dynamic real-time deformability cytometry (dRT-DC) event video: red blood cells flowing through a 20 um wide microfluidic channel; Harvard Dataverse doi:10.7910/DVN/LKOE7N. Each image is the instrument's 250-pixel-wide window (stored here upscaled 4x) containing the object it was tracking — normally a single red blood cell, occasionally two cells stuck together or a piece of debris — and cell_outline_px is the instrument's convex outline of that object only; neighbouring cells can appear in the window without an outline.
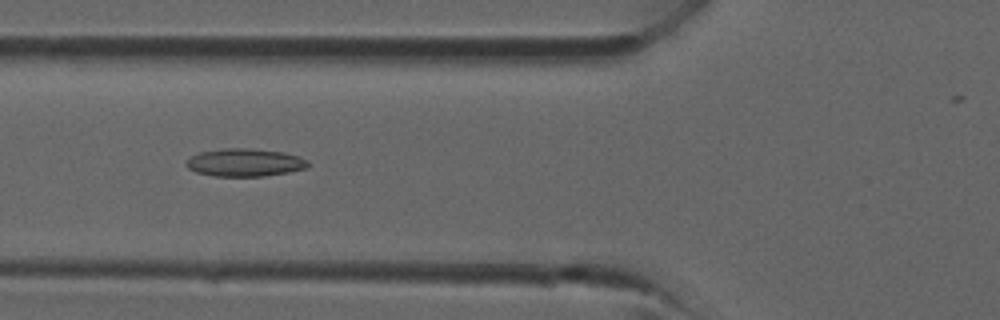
{"species": "common noctule bat (a hibernating species)", "species_latin": "Nyctalus noctula", "temperature_condition": "room temperature", "stored_images_in_passage": 26, "camera_frame_rate_fps": 3000, "um_per_image_px": 0.085, "animal": {"sex": "male", "forearm_length_mm": 52.5}, "frame": {"image": 1, "passage_image": 7, "time_ms": 2.0, "image_size_px": [1000, 320], "cell_outline_px": [[308, 168], [288, 172], [264, 176], [216, 176], [196, 172], [188, 168], [184, 164], [184, 160], [200, 152], [224, 148], [248, 148], [284, 152], [300, 156], [308, 160]], "centroid_in_image_um": [20.81, 13.81], "position_along_channel_um": 105.0, "area_um2": 19.88}}
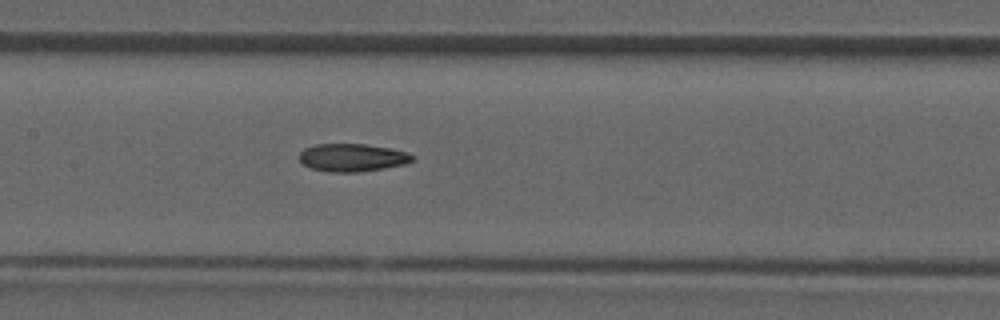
{"frame": {"image": 2, "passage_image": 11, "time_ms": 3.333, "image_size_px": [1000, 320], "cell_outline_px": [[416, 160], [408, 164], [360, 172], [332, 172], [308, 168], [300, 160], [300, 152], [304, 148], [316, 144], [364, 144], [392, 148], [416, 156]], "centroid_in_image_um": [29.99, 13.4], "position_along_channel_um": 177.4, "area_um2": 18.55}}
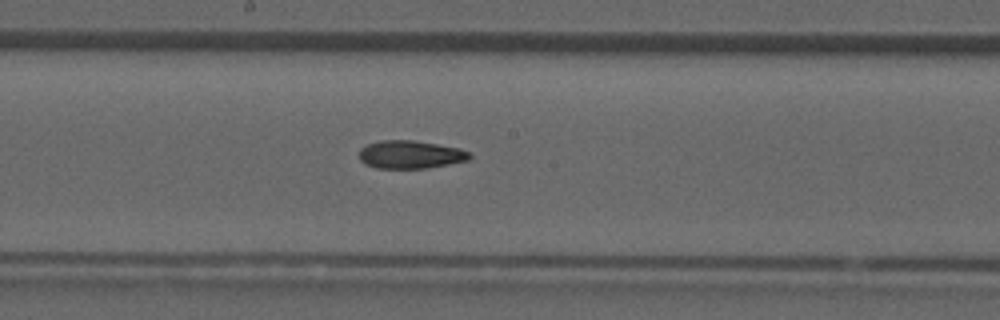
{"frame": {"image": 3, "passage_image": 13, "time_ms": 4.0, "image_size_px": [1000, 320], "cell_outline_px": [[472, 156], [468, 160], [428, 168], [376, 168], [364, 164], [360, 160], [360, 148], [368, 144], [380, 140], [416, 140], [460, 148], [472, 152]], "centroid_in_image_um": [34.9, 13.13], "position_along_channel_um": 213.3, "area_um2": 18.21}}